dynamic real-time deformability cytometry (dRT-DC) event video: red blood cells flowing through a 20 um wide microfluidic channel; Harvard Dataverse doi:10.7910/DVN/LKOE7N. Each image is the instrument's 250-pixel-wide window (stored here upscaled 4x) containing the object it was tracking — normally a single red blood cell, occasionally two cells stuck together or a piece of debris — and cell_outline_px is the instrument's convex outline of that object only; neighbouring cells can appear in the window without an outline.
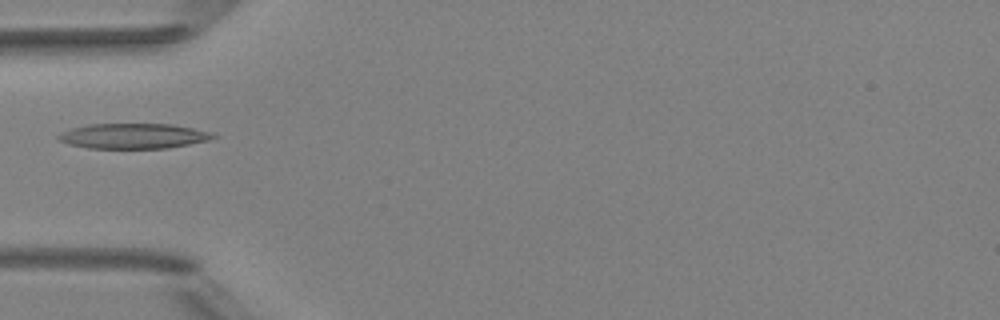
{"species": "Egyptian fruit bat (a non-hibernating species)", "species_latin": "Rousettus aegyptiacus", "temperature_condition": "room temperature", "stored_images_in_passage": 4, "camera_frame_rate_fps": 3000, "um_per_image_px": 0.085, "animal": {"sex": "female"}, "frame": {"image": 1, "passage_image": 3, "time_ms": 2.333, "image_size_px": [1000, 320], "cell_outline_px": [[216, 136], [208, 140], [168, 148], [88, 148], [68, 144], [56, 140], [56, 136], [60, 132], [72, 128], [88, 124], [172, 124], [212, 132]], "centroid_in_image_um": [11.27, 11.56], "position_along_channel_um": 73.7, "area_um2": 22.72}}
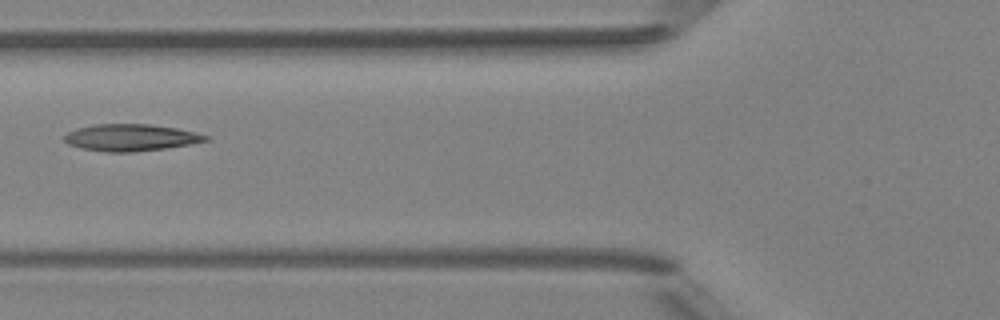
{"frame": {"image": 2, "passage_image": 4, "time_ms": 3.333, "image_size_px": [1000, 320], "cell_outline_px": [[208, 140], [188, 144], [164, 148], [132, 152], [108, 152], [80, 148], [68, 144], [64, 140], [64, 136], [68, 132], [76, 128], [96, 124], [148, 124], [176, 128], [196, 132], [208, 136]], "centroid_in_image_um": [11.07, 11.69], "position_along_channel_um": 114.7, "area_um2": 21.91}}